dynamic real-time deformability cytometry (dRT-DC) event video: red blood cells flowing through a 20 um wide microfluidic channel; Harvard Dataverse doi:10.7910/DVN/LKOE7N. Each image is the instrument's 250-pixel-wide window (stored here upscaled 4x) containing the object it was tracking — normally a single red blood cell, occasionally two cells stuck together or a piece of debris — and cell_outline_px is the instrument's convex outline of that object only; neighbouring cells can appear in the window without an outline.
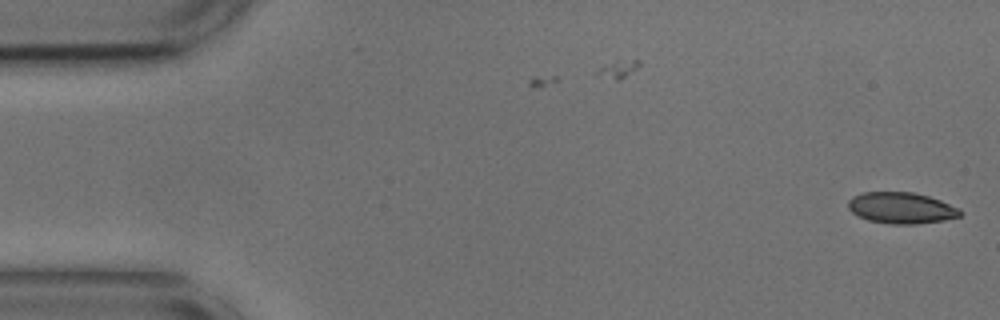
{"species": "common noctule bat (a hibernating species)", "species_latin": "Nyctalus noctula", "temperature_condition": "cold", "stored_images_in_passage": 6, "camera_frame_rate_fps": 3000, "um_per_image_px": 0.085, "animal": {"sex": "male", "body_mass_g": 17.9, "forearm_length_mm": 54.2}, "frame": {"image": 1, "passage_image": 6, "time_ms": 1.667, "image_size_px": [1000, 320], "cell_outline_px": [[964, 212], [960, 216], [944, 220], [916, 224], [892, 224], [868, 220], [852, 212], [848, 208], [848, 200], [852, 196], [864, 192], [912, 192], [928, 196], [940, 200], [960, 208]], "centroid_in_image_um": [76.63, 17.67], "position_along_channel_um": 8.4, "area_um2": 20.4}}